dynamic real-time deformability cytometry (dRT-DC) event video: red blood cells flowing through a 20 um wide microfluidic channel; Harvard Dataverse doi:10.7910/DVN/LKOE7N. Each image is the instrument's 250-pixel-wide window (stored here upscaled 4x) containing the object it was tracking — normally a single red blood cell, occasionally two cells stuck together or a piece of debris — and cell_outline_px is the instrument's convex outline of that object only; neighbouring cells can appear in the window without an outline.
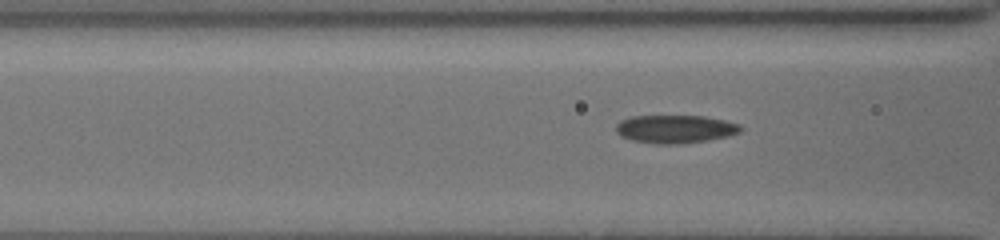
{"species": "common noctule bat (a hibernating species)", "species_latin": "Nyctalus noctula", "temperature_condition": "cold", "stored_images_in_passage": 6, "camera_frame_rate_fps": 3000, "um_per_image_px": 0.085, "animal": {"sex": "female", "body_mass_g": 19.5, "forearm_length_mm": 54.1}, "frame": {"image": 1, "passage_image": 4, "time_ms": 1.0, "image_size_px": [1000, 240], "cell_outline_px": [[744, 128], [740, 132], [728, 136], [708, 140], [672, 144], [660, 144], [632, 140], [620, 136], [616, 132], [616, 124], [632, 116], [704, 116], [724, 120], [740, 124]], "centroid_in_image_um": [57.42, 10.96], "position_along_channel_um": 109.2, "area_um2": 20.29}}